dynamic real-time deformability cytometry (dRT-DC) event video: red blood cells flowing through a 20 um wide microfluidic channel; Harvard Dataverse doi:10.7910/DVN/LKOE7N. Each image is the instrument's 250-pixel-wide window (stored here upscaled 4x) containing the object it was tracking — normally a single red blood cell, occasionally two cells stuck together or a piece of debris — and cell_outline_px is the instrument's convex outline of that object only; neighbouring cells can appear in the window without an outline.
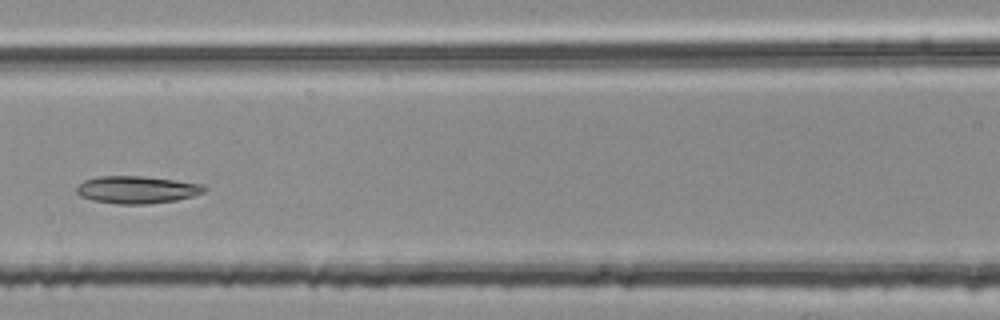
{"species": "common noctule bat (a hibernating species)", "species_latin": "Nyctalus noctula", "temperature_condition": "room temperature", "stored_images_in_passage": 6, "camera_frame_rate_fps": 3000, "um_per_image_px": 0.085, "animal": {"sex": "female", "body_mass_g": 25.1}, "frame": {"image": 1, "passage_image": 6, "time_ms": 1.667, "image_size_px": [1000, 320], "cell_outline_px": [[208, 188], [204, 192], [192, 196], [176, 200], [148, 204], [120, 204], [92, 200], [80, 196], [76, 192], [76, 188], [84, 180], [100, 176], [140, 176], [172, 180], [200, 184]], "centroid_in_image_um": [11.61, 16.13], "position_along_channel_um": 155.0, "area_um2": 20.17}}